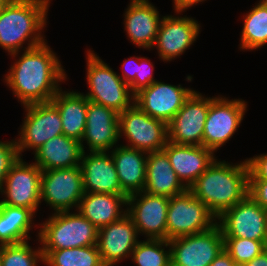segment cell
<instances>
[{
  "label": "cell",
  "mask_w": 267,
  "mask_h": 266,
  "mask_svg": "<svg viewBox=\"0 0 267 266\" xmlns=\"http://www.w3.org/2000/svg\"><path fill=\"white\" fill-rule=\"evenodd\" d=\"M44 263L41 247L32 249L27 241L2 246L0 266H37Z\"/></svg>",
  "instance_id": "cell-32"
},
{
  "label": "cell",
  "mask_w": 267,
  "mask_h": 266,
  "mask_svg": "<svg viewBox=\"0 0 267 266\" xmlns=\"http://www.w3.org/2000/svg\"><path fill=\"white\" fill-rule=\"evenodd\" d=\"M169 198L145 191L127 197V214L136 226L138 236L167 240V209Z\"/></svg>",
  "instance_id": "cell-14"
},
{
  "label": "cell",
  "mask_w": 267,
  "mask_h": 266,
  "mask_svg": "<svg viewBox=\"0 0 267 266\" xmlns=\"http://www.w3.org/2000/svg\"><path fill=\"white\" fill-rule=\"evenodd\" d=\"M224 249L238 266H242L267 249V241L224 237Z\"/></svg>",
  "instance_id": "cell-33"
},
{
  "label": "cell",
  "mask_w": 267,
  "mask_h": 266,
  "mask_svg": "<svg viewBox=\"0 0 267 266\" xmlns=\"http://www.w3.org/2000/svg\"><path fill=\"white\" fill-rule=\"evenodd\" d=\"M51 102L60 113L63 134L81 142L86 128L87 97L84 93L61 88Z\"/></svg>",
  "instance_id": "cell-27"
},
{
  "label": "cell",
  "mask_w": 267,
  "mask_h": 266,
  "mask_svg": "<svg viewBox=\"0 0 267 266\" xmlns=\"http://www.w3.org/2000/svg\"><path fill=\"white\" fill-rule=\"evenodd\" d=\"M86 79L89 101L113 109L118 114L134 104L135 95L118 73L105 63L94 51L88 49Z\"/></svg>",
  "instance_id": "cell-5"
},
{
  "label": "cell",
  "mask_w": 267,
  "mask_h": 266,
  "mask_svg": "<svg viewBox=\"0 0 267 266\" xmlns=\"http://www.w3.org/2000/svg\"><path fill=\"white\" fill-rule=\"evenodd\" d=\"M130 258L137 266H171L169 241L162 239L139 240L131 252Z\"/></svg>",
  "instance_id": "cell-31"
},
{
  "label": "cell",
  "mask_w": 267,
  "mask_h": 266,
  "mask_svg": "<svg viewBox=\"0 0 267 266\" xmlns=\"http://www.w3.org/2000/svg\"><path fill=\"white\" fill-rule=\"evenodd\" d=\"M11 0H0V9L6 6Z\"/></svg>",
  "instance_id": "cell-42"
},
{
  "label": "cell",
  "mask_w": 267,
  "mask_h": 266,
  "mask_svg": "<svg viewBox=\"0 0 267 266\" xmlns=\"http://www.w3.org/2000/svg\"><path fill=\"white\" fill-rule=\"evenodd\" d=\"M126 194L85 193L78 211L98 229L109 225L127 214ZM123 205V206H122Z\"/></svg>",
  "instance_id": "cell-24"
},
{
  "label": "cell",
  "mask_w": 267,
  "mask_h": 266,
  "mask_svg": "<svg viewBox=\"0 0 267 266\" xmlns=\"http://www.w3.org/2000/svg\"><path fill=\"white\" fill-rule=\"evenodd\" d=\"M83 152L80 168L85 193L125 194L109 151ZM110 153V154H109Z\"/></svg>",
  "instance_id": "cell-20"
},
{
  "label": "cell",
  "mask_w": 267,
  "mask_h": 266,
  "mask_svg": "<svg viewBox=\"0 0 267 266\" xmlns=\"http://www.w3.org/2000/svg\"><path fill=\"white\" fill-rule=\"evenodd\" d=\"M129 64V65H128ZM122 75H119L120 78L127 84L131 85L135 81V76L138 70V57L133 56L129 59H125V62L122 64Z\"/></svg>",
  "instance_id": "cell-38"
},
{
  "label": "cell",
  "mask_w": 267,
  "mask_h": 266,
  "mask_svg": "<svg viewBox=\"0 0 267 266\" xmlns=\"http://www.w3.org/2000/svg\"><path fill=\"white\" fill-rule=\"evenodd\" d=\"M189 190L218 218L249 195V169L246 159L238 164H230L216 158Z\"/></svg>",
  "instance_id": "cell-2"
},
{
  "label": "cell",
  "mask_w": 267,
  "mask_h": 266,
  "mask_svg": "<svg viewBox=\"0 0 267 266\" xmlns=\"http://www.w3.org/2000/svg\"><path fill=\"white\" fill-rule=\"evenodd\" d=\"M217 218L189 189L169 198L167 240L210 229Z\"/></svg>",
  "instance_id": "cell-6"
},
{
  "label": "cell",
  "mask_w": 267,
  "mask_h": 266,
  "mask_svg": "<svg viewBox=\"0 0 267 266\" xmlns=\"http://www.w3.org/2000/svg\"><path fill=\"white\" fill-rule=\"evenodd\" d=\"M39 225L36 237L42 251L97 245L99 229L78 211L54 212Z\"/></svg>",
  "instance_id": "cell-4"
},
{
  "label": "cell",
  "mask_w": 267,
  "mask_h": 266,
  "mask_svg": "<svg viewBox=\"0 0 267 266\" xmlns=\"http://www.w3.org/2000/svg\"><path fill=\"white\" fill-rule=\"evenodd\" d=\"M2 244H0V256H1V252H2Z\"/></svg>",
  "instance_id": "cell-43"
},
{
  "label": "cell",
  "mask_w": 267,
  "mask_h": 266,
  "mask_svg": "<svg viewBox=\"0 0 267 266\" xmlns=\"http://www.w3.org/2000/svg\"><path fill=\"white\" fill-rule=\"evenodd\" d=\"M41 175L39 166L35 163L28 164L19 157L0 188V194L5 197L0 200V205L23 207L36 214L41 203Z\"/></svg>",
  "instance_id": "cell-9"
},
{
  "label": "cell",
  "mask_w": 267,
  "mask_h": 266,
  "mask_svg": "<svg viewBox=\"0 0 267 266\" xmlns=\"http://www.w3.org/2000/svg\"><path fill=\"white\" fill-rule=\"evenodd\" d=\"M206 0H173L174 11L176 14H181L185 10L190 7L199 4L200 2H204Z\"/></svg>",
  "instance_id": "cell-40"
},
{
  "label": "cell",
  "mask_w": 267,
  "mask_h": 266,
  "mask_svg": "<svg viewBox=\"0 0 267 266\" xmlns=\"http://www.w3.org/2000/svg\"><path fill=\"white\" fill-rule=\"evenodd\" d=\"M83 154L81 142L64 134L49 139L34 152L35 164L41 170L80 166Z\"/></svg>",
  "instance_id": "cell-25"
},
{
  "label": "cell",
  "mask_w": 267,
  "mask_h": 266,
  "mask_svg": "<svg viewBox=\"0 0 267 266\" xmlns=\"http://www.w3.org/2000/svg\"><path fill=\"white\" fill-rule=\"evenodd\" d=\"M18 158L16 140L0 141V188L4 183L7 173Z\"/></svg>",
  "instance_id": "cell-35"
},
{
  "label": "cell",
  "mask_w": 267,
  "mask_h": 266,
  "mask_svg": "<svg viewBox=\"0 0 267 266\" xmlns=\"http://www.w3.org/2000/svg\"><path fill=\"white\" fill-rule=\"evenodd\" d=\"M193 91L180 84L176 86L157 80L135 94L134 104L149 116L168 124Z\"/></svg>",
  "instance_id": "cell-16"
},
{
  "label": "cell",
  "mask_w": 267,
  "mask_h": 266,
  "mask_svg": "<svg viewBox=\"0 0 267 266\" xmlns=\"http://www.w3.org/2000/svg\"><path fill=\"white\" fill-rule=\"evenodd\" d=\"M20 53L4 82L23 106L51 101L62 88L60 82L67 79L59 57L47 41Z\"/></svg>",
  "instance_id": "cell-1"
},
{
  "label": "cell",
  "mask_w": 267,
  "mask_h": 266,
  "mask_svg": "<svg viewBox=\"0 0 267 266\" xmlns=\"http://www.w3.org/2000/svg\"><path fill=\"white\" fill-rule=\"evenodd\" d=\"M186 189L178 179L164 150L148 153L145 192L152 195L173 197Z\"/></svg>",
  "instance_id": "cell-26"
},
{
  "label": "cell",
  "mask_w": 267,
  "mask_h": 266,
  "mask_svg": "<svg viewBox=\"0 0 267 266\" xmlns=\"http://www.w3.org/2000/svg\"><path fill=\"white\" fill-rule=\"evenodd\" d=\"M25 118L20 128L16 146L19 157L27 149L35 152L49 139L63 134L60 113L51 102L23 106Z\"/></svg>",
  "instance_id": "cell-11"
},
{
  "label": "cell",
  "mask_w": 267,
  "mask_h": 266,
  "mask_svg": "<svg viewBox=\"0 0 267 266\" xmlns=\"http://www.w3.org/2000/svg\"><path fill=\"white\" fill-rule=\"evenodd\" d=\"M49 7L50 0H11L0 9V46L8 55L16 58L20 51L46 42L41 31L47 25Z\"/></svg>",
  "instance_id": "cell-3"
},
{
  "label": "cell",
  "mask_w": 267,
  "mask_h": 266,
  "mask_svg": "<svg viewBox=\"0 0 267 266\" xmlns=\"http://www.w3.org/2000/svg\"><path fill=\"white\" fill-rule=\"evenodd\" d=\"M41 202L45 201L54 212L77 210L84 196L80 166L43 170L41 175Z\"/></svg>",
  "instance_id": "cell-12"
},
{
  "label": "cell",
  "mask_w": 267,
  "mask_h": 266,
  "mask_svg": "<svg viewBox=\"0 0 267 266\" xmlns=\"http://www.w3.org/2000/svg\"><path fill=\"white\" fill-rule=\"evenodd\" d=\"M122 136L128 141L124 146L147 153L160 151L168 142V124L133 104L119 114V138Z\"/></svg>",
  "instance_id": "cell-7"
},
{
  "label": "cell",
  "mask_w": 267,
  "mask_h": 266,
  "mask_svg": "<svg viewBox=\"0 0 267 266\" xmlns=\"http://www.w3.org/2000/svg\"><path fill=\"white\" fill-rule=\"evenodd\" d=\"M217 224L223 237L267 241V210L250 195L224 211Z\"/></svg>",
  "instance_id": "cell-13"
},
{
  "label": "cell",
  "mask_w": 267,
  "mask_h": 266,
  "mask_svg": "<svg viewBox=\"0 0 267 266\" xmlns=\"http://www.w3.org/2000/svg\"><path fill=\"white\" fill-rule=\"evenodd\" d=\"M240 50H256L267 44V2L260 0L243 16Z\"/></svg>",
  "instance_id": "cell-29"
},
{
  "label": "cell",
  "mask_w": 267,
  "mask_h": 266,
  "mask_svg": "<svg viewBox=\"0 0 267 266\" xmlns=\"http://www.w3.org/2000/svg\"><path fill=\"white\" fill-rule=\"evenodd\" d=\"M120 141L119 114L113 109L88 100L86 128L81 140L83 152L84 142L88 151H110Z\"/></svg>",
  "instance_id": "cell-19"
},
{
  "label": "cell",
  "mask_w": 267,
  "mask_h": 266,
  "mask_svg": "<svg viewBox=\"0 0 267 266\" xmlns=\"http://www.w3.org/2000/svg\"><path fill=\"white\" fill-rule=\"evenodd\" d=\"M154 66L148 57H138V70L135 81L130 85L131 92L135 95L143 88L157 81L153 78Z\"/></svg>",
  "instance_id": "cell-34"
},
{
  "label": "cell",
  "mask_w": 267,
  "mask_h": 266,
  "mask_svg": "<svg viewBox=\"0 0 267 266\" xmlns=\"http://www.w3.org/2000/svg\"><path fill=\"white\" fill-rule=\"evenodd\" d=\"M127 7L123 23L127 37L138 48L150 51L162 20L158 9L149 0H130Z\"/></svg>",
  "instance_id": "cell-21"
},
{
  "label": "cell",
  "mask_w": 267,
  "mask_h": 266,
  "mask_svg": "<svg viewBox=\"0 0 267 266\" xmlns=\"http://www.w3.org/2000/svg\"><path fill=\"white\" fill-rule=\"evenodd\" d=\"M249 195L267 210V180H249Z\"/></svg>",
  "instance_id": "cell-37"
},
{
  "label": "cell",
  "mask_w": 267,
  "mask_h": 266,
  "mask_svg": "<svg viewBox=\"0 0 267 266\" xmlns=\"http://www.w3.org/2000/svg\"><path fill=\"white\" fill-rule=\"evenodd\" d=\"M249 180H267V154L256 155L246 159Z\"/></svg>",
  "instance_id": "cell-36"
},
{
  "label": "cell",
  "mask_w": 267,
  "mask_h": 266,
  "mask_svg": "<svg viewBox=\"0 0 267 266\" xmlns=\"http://www.w3.org/2000/svg\"><path fill=\"white\" fill-rule=\"evenodd\" d=\"M163 150L178 179L187 189L216 159L214 152L203 145H179L168 141Z\"/></svg>",
  "instance_id": "cell-22"
},
{
  "label": "cell",
  "mask_w": 267,
  "mask_h": 266,
  "mask_svg": "<svg viewBox=\"0 0 267 266\" xmlns=\"http://www.w3.org/2000/svg\"><path fill=\"white\" fill-rule=\"evenodd\" d=\"M246 111L247 102L242 99L210 97L204 124L203 146L215 152L227 143L238 130Z\"/></svg>",
  "instance_id": "cell-8"
},
{
  "label": "cell",
  "mask_w": 267,
  "mask_h": 266,
  "mask_svg": "<svg viewBox=\"0 0 267 266\" xmlns=\"http://www.w3.org/2000/svg\"><path fill=\"white\" fill-rule=\"evenodd\" d=\"M47 266H104L97 245L42 251Z\"/></svg>",
  "instance_id": "cell-30"
},
{
  "label": "cell",
  "mask_w": 267,
  "mask_h": 266,
  "mask_svg": "<svg viewBox=\"0 0 267 266\" xmlns=\"http://www.w3.org/2000/svg\"><path fill=\"white\" fill-rule=\"evenodd\" d=\"M209 266H238L230 255L223 249Z\"/></svg>",
  "instance_id": "cell-39"
},
{
  "label": "cell",
  "mask_w": 267,
  "mask_h": 266,
  "mask_svg": "<svg viewBox=\"0 0 267 266\" xmlns=\"http://www.w3.org/2000/svg\"><path fill=\"white\" fill-rule=\"evenodd\" d=\"M242 266H267V249H265L257 257L253 258L249 262H246Z\"/></svg>",
  "instance_id": "cell-41"
},
{
  "label": "cell",
  "mask_w": 267,
  "mask_h": 266,
  "mask_svg": "<svg viewBox=\"0 0 267 266\" xmlns=\"http://www.w3.org/2000/svg\"><path fill=\"white\" fill-rule=\"evenodd\" d=\"M168 241L171 266H209L224 249V237L218 224L206 231Z\"/></svg>",
  "instance_id": "cell-10"
},
{
  "label": "cell",
  "mask_w": 267,
  "mask_h": 266,
  "mask_svg": "<svg viewBox=\"0 0 267 266\" xmlns=\"http://www.w3.org/2000/svg\"><path fill=\"white\" fill-rule=\"evenodd\" d=\"M35 214L27 208L0 205V244H16L30 239Z\"/></svg>",
  "instance_id": "cell-28"
},
{
  "label": "cell",
  "mask_w": 267,
  "mask_h": 266,
  "mask_svg": "<svg viewBox=\"0 0 267 266\" xmlns=\"http://www.w3.org/2000/svg\"><path fill=\"white\" fill-rule=\"evenodd\" d=\"M118 146L110 150V153L122 191L127 196L144 191L148 153L122 144Z\"/></svg>",
  "instance_id": "cell-23"
},
{
  "label": "cell",
  "mask_w": 267,
  "mask_h": 266,
  "mask_svg": "<svg viewBox=\"0 0 267 266\" xmlns=\"http://www.w3.org/2000/svg\"><path fill=\"white\" fill-rule=\"evenodd\" d=\"M138 233L131 217L121 219L99 228L97 247L104 266H114L131 256L138 243Z\"/></svg>",
  "instance_id": "cell-18"
},
{
  "label": "cell",
  "mask_w": 267,
  "mask_h": 266,
  "mask_svg": "<svg viewBox=\"0 0 267 266\" xmlns=\"http://www.w3.org/2000/svg\"><path fill=\"white\" fill-rule=\"evenodd\" d=\"M200 24L185 16H162L152 48L156 47L161 60L169 62L181 56L200 34Z\"/></svg>",
  "instance_id": "cell-17"
},
{
  "label": "cell",
  "mask_w": 267,
  "mask_h": 266,
  "mask_svg": "<svg viewBox=\"0 0 267 266\" xmlns=\"http://www.w3.org/2000/svg\"><path fill=\"white\" fill-rule=\"evenodd\" d=\"M210 97L194 90L168 123V141L179 145H203L204 124Z\"/></svg>",
  "instance_id": "cell-15"
}]
</instances>
